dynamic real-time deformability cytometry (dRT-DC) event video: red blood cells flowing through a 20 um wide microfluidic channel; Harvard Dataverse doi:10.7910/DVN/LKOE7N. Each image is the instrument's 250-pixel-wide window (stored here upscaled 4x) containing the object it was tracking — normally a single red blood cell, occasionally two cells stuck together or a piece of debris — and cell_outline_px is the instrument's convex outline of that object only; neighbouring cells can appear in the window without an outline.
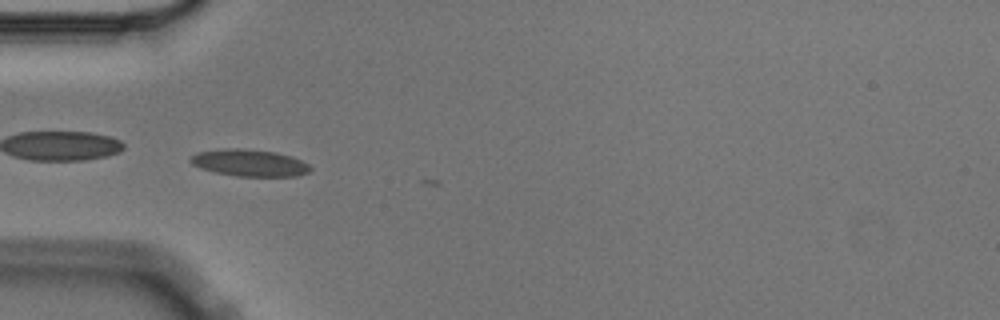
{"species": "Egyptian fruit bat (a non-hibernating species)", "species_latin": "Rousettus aegyptiacus", "temperature_condition": "cold", "stored_images_in_passage": 8, "camera_frame_rate_fps": 3000, "um_per_image_px": 0.085, "animal": {"sex": "male"}, "frame": {"image": 1, "passage_image": 5, "time_ms": 1.333, "image_size_px": [1000, 320], "cell_outline_px": [[312, 168], [308, 172], [296, 176], [236, 176], [216, 172], [200, 168], [192, 164], [188, 160], [196, 152], [224, 148], [240, 148], [276, 152], [292, 156], [308, 164]], "centroid_in_image_um": [21.18, 13.83], "position_along_channel_um": 63.8, "area_um2": 18.79}}
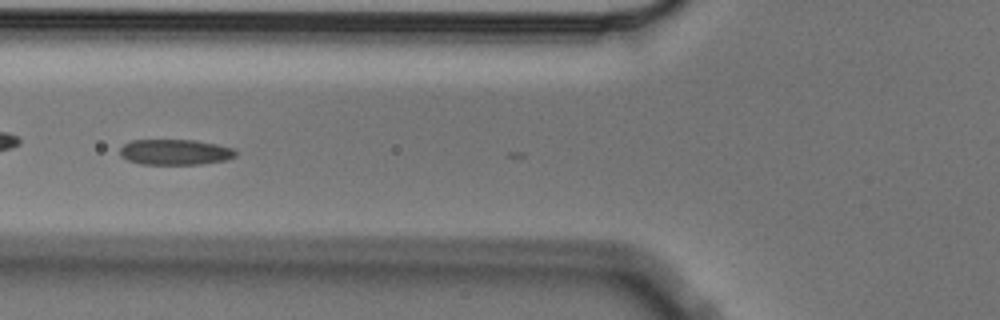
{"frame": {"image": 2, "passage_image": 6, "time_ms": 1.667, "image_size_px": [1000, 320], "cell_outline_px": [[236, 156], [228, 160], [200, 164], [140, 164], [128, 160], [120, 156], [120, 148], [124, 144], [132, 140], [196, 140], [236, 148]], "centroid_in_image_um": [14.91, 12.93], "position_along_channel_um": 110.9, "area_um2": 17.4}}
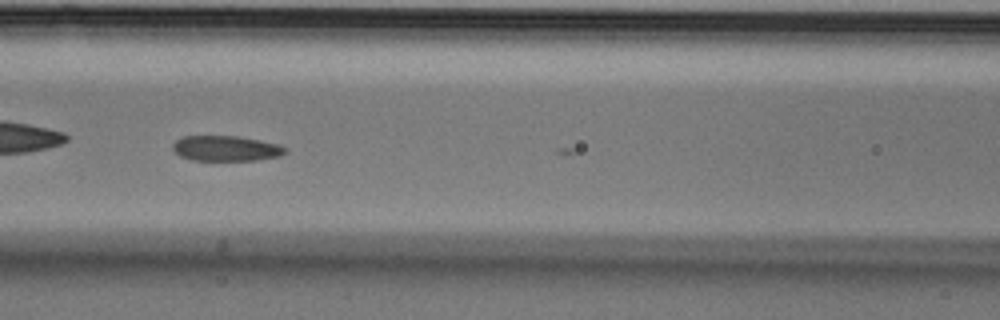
{"frame": {"image": 3, "passage_image": 7, "time_ms": 2.0, "image_size_px": [1000, 320], "cell_outline_px": [[288, 152], [280, 156], [256, 160], [192, 160], [180, 156], [172, 148], [172, 144], [176, 140], [184, 136], [236, 136], [260, 140], [280, 144], [288, 148]], "centroid_in_image_um": [19.25, 12.61], "position_along_channel_um": 147.4, "area_um2": 16.7}}